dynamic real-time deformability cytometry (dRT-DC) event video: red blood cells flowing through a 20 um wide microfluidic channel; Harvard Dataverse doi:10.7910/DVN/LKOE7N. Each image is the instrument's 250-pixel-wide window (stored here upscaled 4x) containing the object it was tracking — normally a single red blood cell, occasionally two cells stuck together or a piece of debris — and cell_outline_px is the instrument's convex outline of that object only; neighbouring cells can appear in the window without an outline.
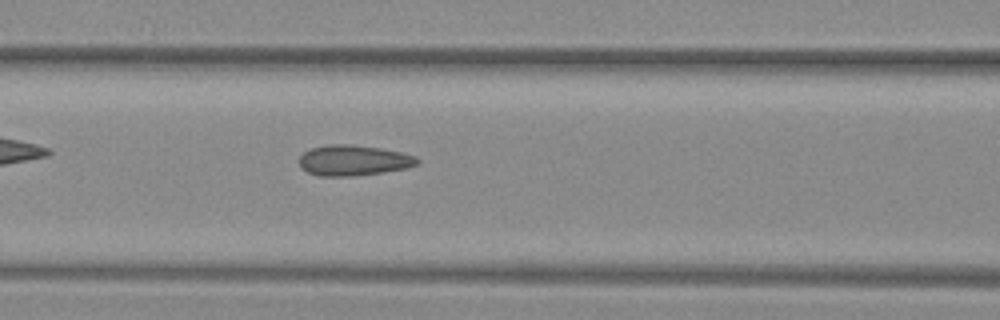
{"species": "common noctule bat (a hibernating species)", "species_latin": "Nyctalus noctula", "temperature_condition": "warm", "stored_images_in_passage": 37, "camera_frame_rate_fps": 3000, "um_per_image_px": 0.085, "animal": {"sex": "female", "body_mass_g": 29.2, "forearm_length_mm": 56.3}, "frame": {"image": 1, "passage_image": 15, "time_ms": 4.667, "image_size_px": [1000, 320], "cell_outline_px": [[420, 164], [408, 168], [352, 176], [320, 176], [308, 172], [300, 168], [300, 156], [304, 152], [312, 148], [328, 144], [352, 144], [380, 148], [400, 152], [416, 156], [420, 160]], "centroid_in_image_um": [30.06, 13.63], "position_along_channel_um": 136.5, "area_um2": 21.04}}
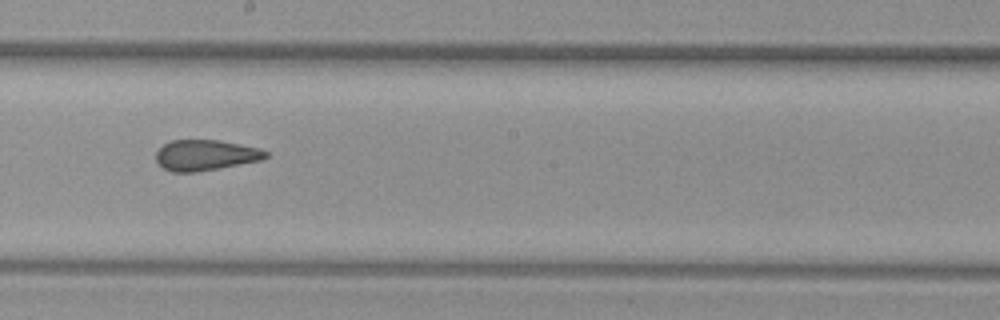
{"frame": {"image": 2, "passage_image": 22, "time_ms": 7.0, "image_size_px": [1000, 320], "cell_outline_px": [[268, 156], [260, 160], [196, 172], [172, 172], [164, 168], [156, 160], [156, 152], [164, 144], [172, 140], [220, 140], [260, 148], [268, 152]], "centroid_in_image_um": [17.46, 13.18], "position_along_channel_um": 230.7, "area_um2": 19.42}}
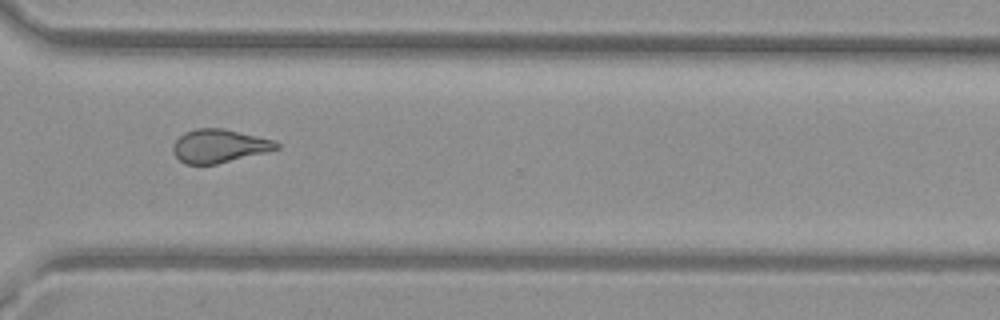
{"frame": {"image": 3, "passage_image": 31, "time_ms": 10.0, "image_size_px": [1000, 320], "cell_outline_px": [[280, 148], [216, 164], [184, 164], [172, 152], [172, 144], [184, 132], [196, 128], [220, 128], [276, 140], [280, 144]], "centroid_in_image_um": [18.6, 12.4], "position_along_channel_um": 352.0, "area_um2": 20.0}}